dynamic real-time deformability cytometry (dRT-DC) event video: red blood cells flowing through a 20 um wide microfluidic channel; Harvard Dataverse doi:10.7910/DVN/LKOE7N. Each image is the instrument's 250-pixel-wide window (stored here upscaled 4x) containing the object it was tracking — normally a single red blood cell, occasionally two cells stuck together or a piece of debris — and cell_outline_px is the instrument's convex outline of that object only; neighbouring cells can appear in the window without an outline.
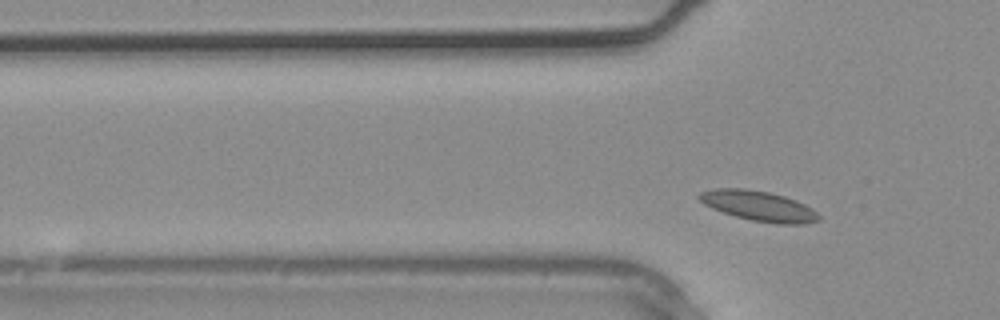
{"species": "common noctule bat (a hibernating species)", "species_latin": "Nyctalus noctula", "temperature_condition": "warm", "stored_images_in_passage": 4, "segment_of_instrument_passage": [2, 2], "camera_frame_rate_fps": 3000, "um_per_image_px": 0.085, "animal": {"sex": "male", "body_mass_g": 20.4}, "frame": {"image": 1, "passage_image": 4, "time_ms": 1.0, "image_size_px": [1000, 320], "cell_outline_px": [[820, 220], [804, 224], [776, 224], [752, 220], [736, 216], [712, 208], [704, 204], [696, 196], [700, 192], [712, 188], [744, 188], [768, 192], [784, 196], [796, 200], [812, 208], [820, 216]], "centroid_in_image_um": [64.49, 17.5], "position_along_channel_um": 61.3, "area_um2": 20.98}}